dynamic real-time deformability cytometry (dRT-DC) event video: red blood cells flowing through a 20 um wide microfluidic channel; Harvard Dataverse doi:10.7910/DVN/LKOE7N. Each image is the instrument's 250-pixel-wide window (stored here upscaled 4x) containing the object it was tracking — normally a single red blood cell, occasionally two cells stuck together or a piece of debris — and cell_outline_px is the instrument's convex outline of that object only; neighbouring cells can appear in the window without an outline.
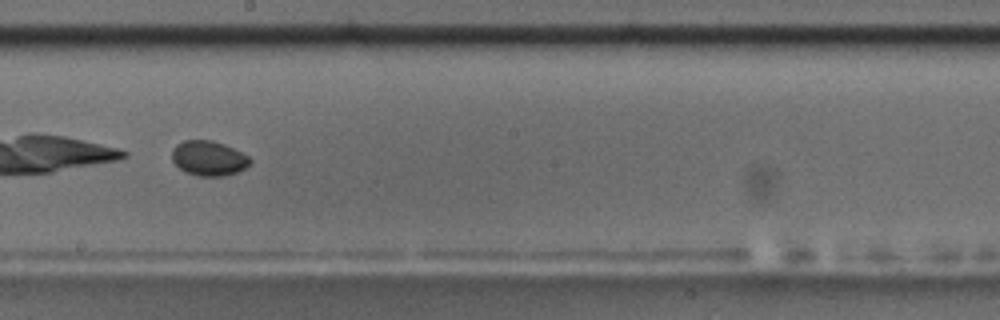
{"species": "common noctule bat (a hibernating species)", "species_latin": "Nyctalus noctula", "temperature_condition": "room temperature", "stored_images_in_passage": 53, "camera_frame_rate_fps": 3000, "um_per_image_px": 0.085, "animal": {"sex": "male", "body_mass_g": 17.5, "forearm_length_mm": 52.3}, "frame": {"image": 1, "passage_image": 31, "time_ms": 10.0, "image_size_px": [1000, 320], "cell_outline_px": [[252, 160], [244, 168], [236, 172], [224, 176], [200, 176], [188, 172], [180, 168], [172, 160], [172, 148], [176, 144], [184, 140], [212, 140], [224, 144], [248, 156]], "centroid_in_image_um": [17.71, 13.44], "position_along_channel_um": 230.5, "area_um2": 15.66}}